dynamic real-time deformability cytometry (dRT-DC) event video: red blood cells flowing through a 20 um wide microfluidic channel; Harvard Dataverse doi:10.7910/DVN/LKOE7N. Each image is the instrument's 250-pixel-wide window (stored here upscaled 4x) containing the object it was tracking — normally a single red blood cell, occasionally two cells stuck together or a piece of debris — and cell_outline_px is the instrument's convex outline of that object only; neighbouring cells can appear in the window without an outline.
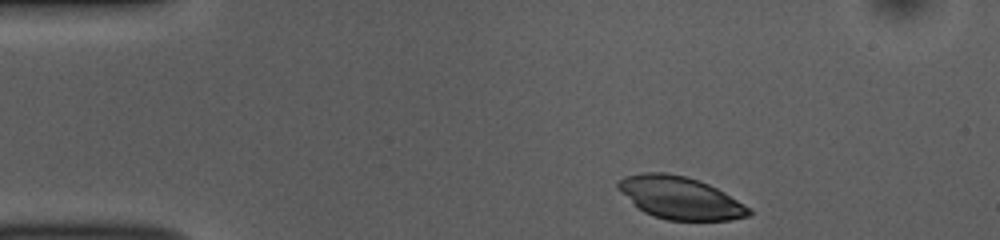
{"species": "common noctule bat (a hibernating species)", "species_latin": "Nyctalus noctula", "temperature_condition": "room temperature", "stored_images_in_passage": 44, "camera_frame_rate_fps": 3000, "um_per_image_px": 0.085, "animal": {"sex": "female", "body_mass_g": 10.0, "forearm_length_mm": 53.1}, "frame": {"image": 1, "passage_image": 1, "time_ms": 0.0, "image_size_px": [1000, 240], "cell_outline_px": [[752, 212], [748, 216], [732, 220], [668, 220], [652, 216], [644, 212], [616, 188], [616, 184], [624, 176], [640, 172], [664, 172], [684, 176], [708, 184], [724, 192], [752, 208]], "centroid_in_image_um": [57.81, 16.81], "position_along_channel_um": 27.2, "area_um2": 32.25}}